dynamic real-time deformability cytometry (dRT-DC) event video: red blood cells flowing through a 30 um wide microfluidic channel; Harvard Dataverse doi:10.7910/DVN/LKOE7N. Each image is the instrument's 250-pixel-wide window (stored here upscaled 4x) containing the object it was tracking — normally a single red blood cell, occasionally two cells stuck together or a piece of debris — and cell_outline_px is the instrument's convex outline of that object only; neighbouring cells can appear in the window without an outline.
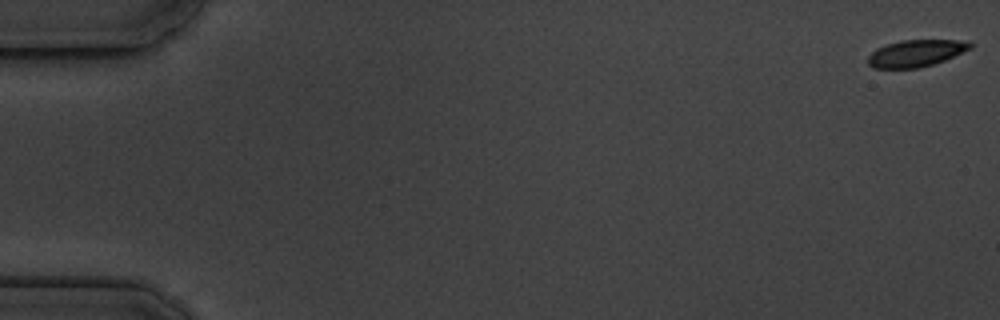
{"species": "common noctule bat (a hibernating species)", "species_latin": "Nyctalus noctula", "temperature_condition": "cold", "stored_images_in_passage": 10, "camera_frame_rate_fps": 3000, "um_per_image_px": 0.085, "animal": {"sex": "male", "body_mass_g": 19.5, "forearm_length_mm": 54.6}, "frame": {"image": 1, "passage_image": 1, "time_ms": 0.0, "image_size_px": [1000, 320], "cell_outline_px": [[972, 48], [944, 60], [920, 68], [872, 68], [868, 64], [868, 56], [876, 48], [900, 40], [972, 40]], "centroid_in_image_um": [77.87, 4.52], "position_along_channel_um": 7.1, "area_um2": 16.07}}
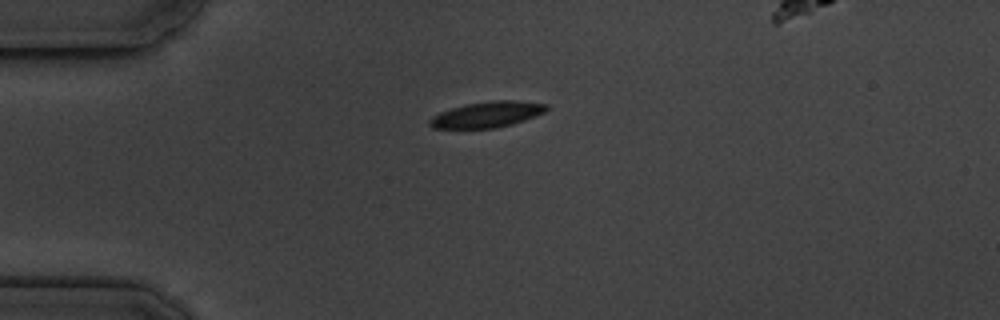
{"frame": {"image": 2, "passage_image": 5, "time_ms": 4.667, "image_size_px": [1000, 320], "cell_outline_px": [[548, 108], [544, 112], [536, 116], [512, 124], [492, 128], [432, 128], [428, 124], [428, 120], [432, 116], [440, 112], [464, 104], [492, 100], [516, 100], [548, 104]], "centroid_in_image_um": [41.39, 9.72], "position_along_channel_um": 43.6, "area_um2": 17.63}}
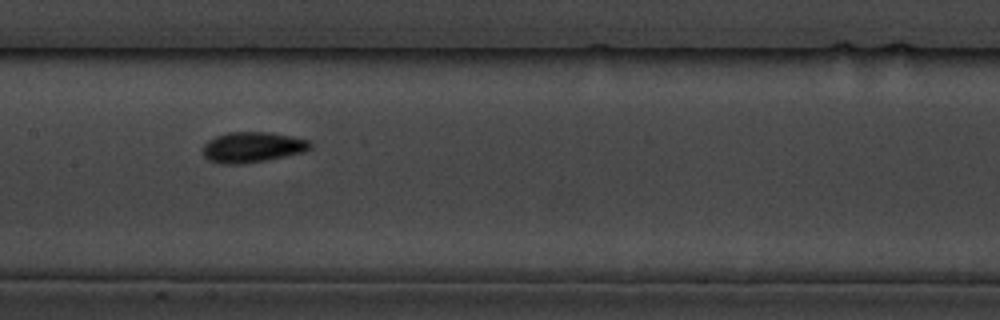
{"frame": {"image": 3, "passage_image": 9, "time_ms": 9.333, "image_size_px": [1000, 320], "cell_outline_px": [[312, 148], [304, 152], [264, 160], [240, 164], [220, 164], [208, 160], [200, 152], [204, 144], [208, 140], [216, 136], [228, 132], [268, 132], [292, 136], [312, 140]], "centroid_in_image_um": [21.44, 12.5], "position_along_channel_um": 186.0, "area_um2": 19.31}}